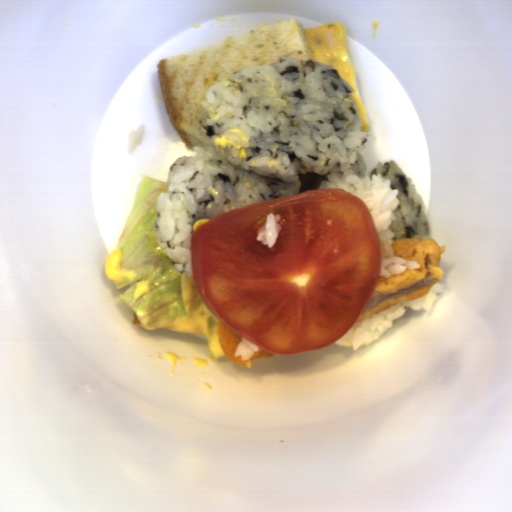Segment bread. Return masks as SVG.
Wrapping results in <instances>:
<instances>
[{"label":"bread","instance_id":"8d2b1439","mask_svg":"<svg viewBox=\"0 0 512 512\" xmlns=\"http://www.w3.org/2000/svg\"><path fill=\"white\" fill-rule=\"evenodd\" d=\"M284 57L315 60L296 17L161 59L157 73L164 104L172 127L189 150L194 152L198 146L211 145L202 126L203 99L213 85L248 66L280 63Z\"/></svg>","mask_w":512,"mask_h":512},{"label":"bread","instance_id":"cb027b5d","mask_svg":"<svg viewBox=\"0 0 512 512\" xmlns=\"http://www.w3.org/2000/svg\"><path fill=\"white\" fill-rule=\"evenodd\" d=\"M158 328L189 335L210 337V320L203 314L194 315L179 322Z\"/></svg>","mask_w":512,"mask_h":512},{"label":"bread","instance_id":"b6be36c0","mask_svg":"<svg viewBox=\"0 0 512 512\" xmlns=\"http://www.w3.org/2000/svg\"><path fill=\"white\" fill-rule=\"evenodd\" d=\"M132 324L135 326V327H143L141 325V323L139 322L138 318L136 317V315L134 314V317H133V322ZM145 328V327H144Z\"/></svg>","mask_w":512,"mask_h":512}]
</instances>
